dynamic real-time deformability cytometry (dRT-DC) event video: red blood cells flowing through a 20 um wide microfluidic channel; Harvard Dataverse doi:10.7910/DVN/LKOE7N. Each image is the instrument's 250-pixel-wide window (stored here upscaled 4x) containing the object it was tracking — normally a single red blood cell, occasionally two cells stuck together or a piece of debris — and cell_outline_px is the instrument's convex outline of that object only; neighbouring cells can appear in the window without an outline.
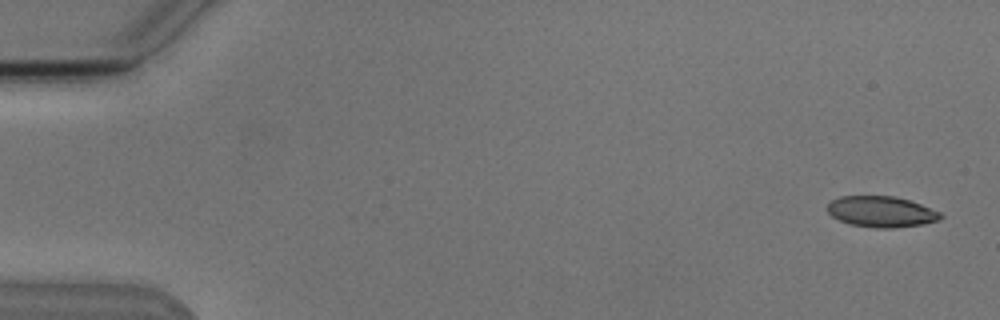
{"species": "Egyptian fruit bat (a non-hibernating species)", "species_latin": "Rousettus aegyptiacus", "temperature_condition": "cold", "stored_images_in_passage": 5, "camera_frame_rate_fps": 3000, "um_per_image_px": 0.085, "animal": {"sex": "male"}, "frame": {"image": 1, "passage_image": 1, "time_ms": 0.0, "image_size_px": [1000, 320], "cell_outline_px": [[944, 216], [940, 220], [924, 224], [892, 228], [876, 228], [848, 224], [832, 216], [828, 212], [828, 204], [832, 200], [840, 196], [892, 196], [908, 200], [920, 204], [940, 212]], "centroid_in_image_um": [74.92, 18.0], "position_along_channel_um": 10.1, "area_um2": 20.35}}
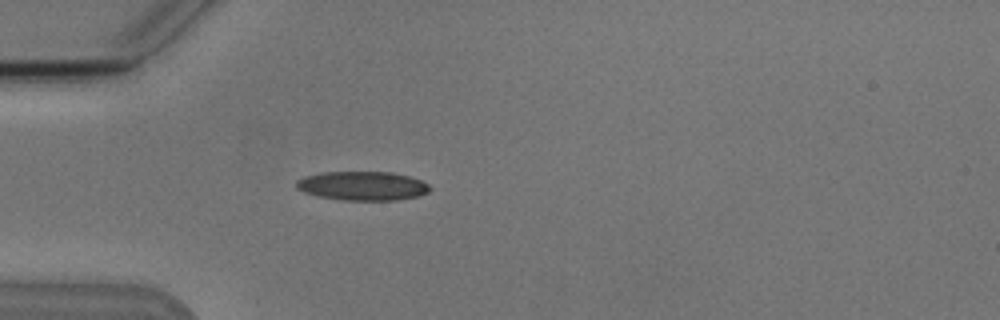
{"frame": {"image": 2, "passage_image": 5, "time_ms": 4.667, "image_size_px": [1000, 320], "cell_outline_px": [[432, 188], [428, 192], [416, 196], [396, 200], [344, 200], [320, 196], [304, 192], [296, 188], [296, 180], [304, 176], [324, 172], [392, 172], [408, 176], [420, 180], [428, 184]], "centroid_in_image_um": [30.81, 15.79], "position_along_channel_um": 54.2, "area_um2": 22.43}}